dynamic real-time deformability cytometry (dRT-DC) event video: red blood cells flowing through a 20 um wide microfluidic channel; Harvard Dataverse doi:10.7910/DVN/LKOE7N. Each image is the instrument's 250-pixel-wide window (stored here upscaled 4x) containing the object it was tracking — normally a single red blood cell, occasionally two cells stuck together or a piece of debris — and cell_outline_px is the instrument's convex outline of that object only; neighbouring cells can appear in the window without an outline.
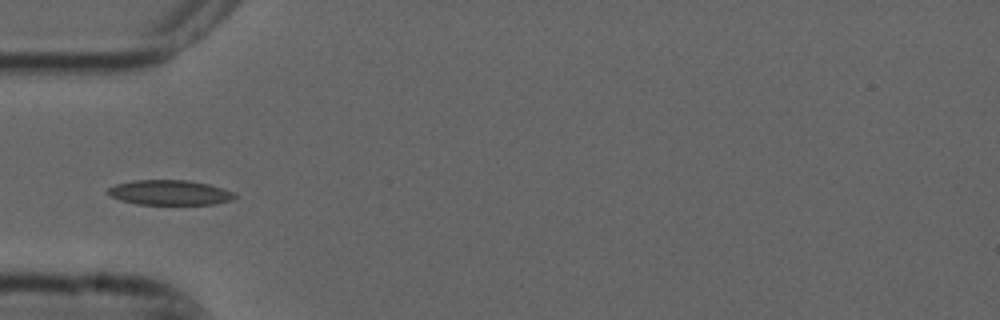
{"species": "common noctule bat (a hibernating species)", "species_latin": "Nyctalus noctula", "temperature_condition": "cold", "stored_images_in_passage": 5, "camera_frame_rate_fps": 3000, "um_per_image_px": 0.085, "animal": {"sex": "male", "forearm_length_mm": 52.5}, "frame": {"image": 1, "passage_image": 5, "time_ms": 1.333, "image_size_px": [1000, 320], "cell_outline_px": [[236, 196], [232, 200], [216, 204], [136, 204], [120, 200], [104, 192], [108, 188], [116, 184], [132, 180], [188, 180], [208, 184], [224, 188], [232, 192]], "centroid_in_image_um": [14.4, 16.36], "position_along_channel_um": 70.6, "area_um2": 18.5}}